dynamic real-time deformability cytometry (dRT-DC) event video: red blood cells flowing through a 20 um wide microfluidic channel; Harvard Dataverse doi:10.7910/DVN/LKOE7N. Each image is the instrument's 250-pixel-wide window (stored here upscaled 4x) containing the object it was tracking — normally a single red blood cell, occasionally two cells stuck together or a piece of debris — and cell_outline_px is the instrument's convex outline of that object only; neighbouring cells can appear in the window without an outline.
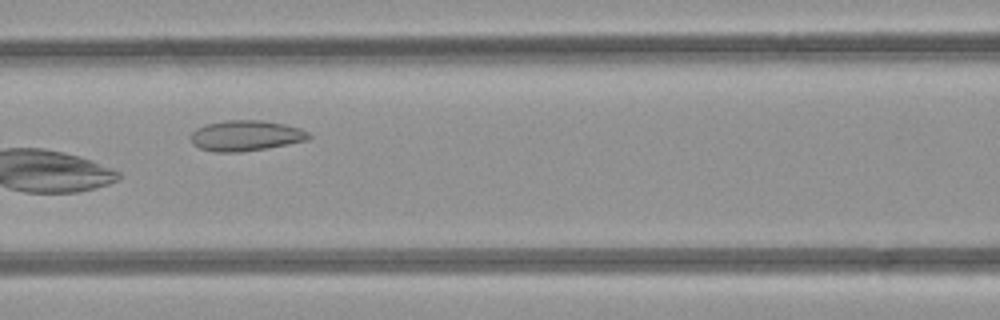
{"species": "common noctule bat (a hibernating species)", "species_latin": "Nyctalus noctula", "temperature_condition": "room temperature", "stored_images_in_passage": 7, "camera_frame_rate_fps": 3000, "um_per_image_px": 0.085, "animal": {"sex": "female", "body_mass_g": 21.9}, "frame": {"image": 1, "passage_image": 6, "time_ms": 5.667, "image_size_px": [1000, 320], "cell_outline_px": [[312, 136], [308, 140], [268, 148], [240, 152], [216, 152], [200, 148], [192, 144], [192, 132], [196, 128], [204, 124], [224, 120], [264, 120], [284, 124], [300, 128], [308, 132]], "centroid_in_image_um": [20.9, 11.52], "position_along_channel_um": 145.7, "area_um2": 21.15}}
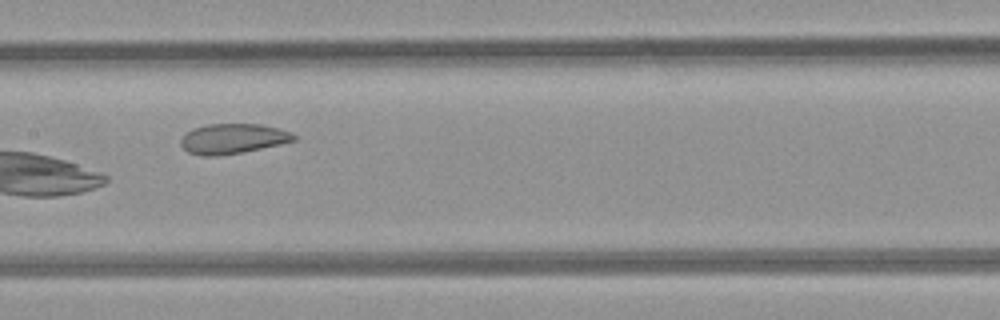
{"frame": {"image": 2, "passage_image": 7, "time_ms": 6.667, "image_size_px": [1000, 320], "cell_outline_px": [[296, 140], [280, 144], [240, 152], [216, 156], [200, 156], [188, 152], [180, 144], [180, 140], [192, 128], [208, 124], [260, 124], [280, 128], [292, 132], [296, 136]], "centroid_in_image_um": [19.79, 11.78], "position_along_channel_um": 187.6, "area_um2": 19.71}}